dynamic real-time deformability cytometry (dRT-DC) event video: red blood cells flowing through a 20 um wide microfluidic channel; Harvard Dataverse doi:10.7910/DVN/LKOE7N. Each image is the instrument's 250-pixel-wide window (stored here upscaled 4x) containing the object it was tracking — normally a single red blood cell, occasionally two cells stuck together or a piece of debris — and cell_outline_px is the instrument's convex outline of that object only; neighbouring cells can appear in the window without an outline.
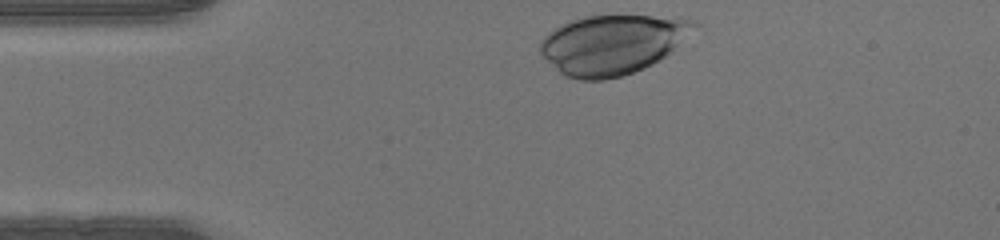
{"species": "human", "species_latin": "Homo sapiens", "temperature_condition": "warm", "stored_images_in_passage": 29, "camera_frame_rate_fps": 3000, "um_per_image_px": 0.085, "donor": {"sex": "male"}, "frame": {"image": 1, "passage_image": 1, "time_ms": 0.0, "image_size_px": [1000, 240], "cell_outline_px": [[700, 24], [660, 60], [644, 68], [620, 76], [604, 80], [580, 80], [564, 76], [540, 52], [540, 40], [548, 32], [560, 24], [568, 20], [584, 16], [680, 16], [696, 20]], "centroid_in_image_um": [52.05, 3.75], "position_along_channel_um": 32.9, "area_um2": 53.35}}
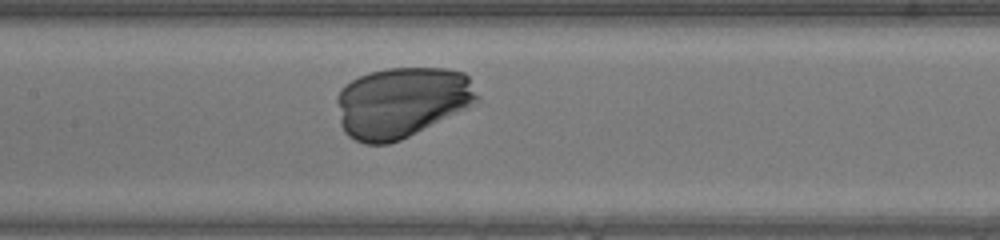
{"frame": {"image": 2, "passage_image": 14, "time_ms": 4.333, "image_size_px": [1000, 240], "cell_outline_px": [[480, 96], [468, 108], [400, 140], [388, 144], [364, 144], [348, 136], [344, 132], [340, 124], [336, 100], [336, 96], [340, 88], [352, 80], [368, 72], [388, 68], [448, 68], [464, 72], [468, 76]], "centroid_in_image_um": [34.12, 8.69], "position_along_channel_um": 173.3, "area_um2": 58.03}}
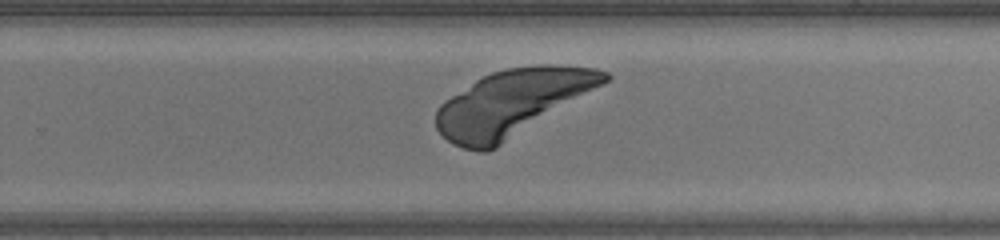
{"frame": {"image": 3, "passage_image": 22, "time_ms": 7.0, "image_size_px": [1000, 240], "cell_outline_px": [[612, 76], [604, 84], [496, 148], [484, 152], [480, 152], [464, 148], [452, 144], [436, 128], [436, 112], [440, 104], [444, 100], [476, 80], [492, 72], [508, 68], [536, 64], [552, 64], [596, 68], [608, 72]], "centroid_in_image_um": [43.55, 8.73], "position_along_channel_um": 286.3, "area_um2": 64.56}}